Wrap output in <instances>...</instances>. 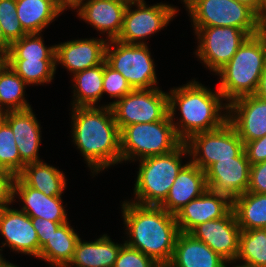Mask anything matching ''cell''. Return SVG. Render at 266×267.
I'll return each mask as SVG.
<instances>
[{
	"label": "cell",
	"mask_w": 266,
	"mask_h": 267,
	"mask_svg": "<svg viewBox=\"0 0 266 267\" xmlns=\"http://www.w3.org/2000/svg\"><path fill=\"white\" fill-rule=\"evenodd\" d=\"M16 13V0H0V26L11 44L27 35Z\"/></svg>",
	"instance_id": "e575fe53"
},
{
	"label": "cell",
	"mask_w": 266,
	"mask_h": 267,
	"mask_svg": "<svg viewBox=\"0 0 266 267\" xmlns=\"http://www.w3.org/2000/svg\"><path fill=\"white\" fill-rule=\"evenodd\" d=\"M132 6L136 8L132 10ZM179 9L167 3L150 7L145 0H131L124 13L123 27L116 40L127 44H147L144 38L167 27ZM142 40V41H141Z\"/></svg>",
	"instance_id": "8fae6325"
},
{
	"label": "cell",
	"mask_w": 266,
	"mask_h": 267,
	"mask_svg": "<svg viewBox=\"0 0 266 267\" xmlns=\"http://www.w3.org/2000/svg\"><path fill=\"white\" fill-rule=\"evenodd\" d=\"M122 245L113 242L107 234L94 242L82 241L80 238L73 259L67 267H113Z\"/></svg>",
	"instance_id": "cb8c5ba5"
},
{
	"label": "cell",
	"mask_w": 266,
	"mask_h": 267,
	"mask_svg": "<svg viewBox=\"0 0 266 267\" xmlns=\"http://www.w3.org/2000/svg\"><path fill=\"white\" fill-rule=\"evenodd\" d=\"M253 9L258 15L260 14V9L263 0H237Z\"/></svg>",
	"instance_id": "f6af8a7d"
},
{
	"label": "cell",
	"mask_w": 266,
	"mask_h": 267,
	"mask_svg": "<svg viewBox=\"0 0 266 267\" xmlns=\"http://www.w3.org/2000/svg\"><path fill=\"white\" fill-rule=\"evenodd\" d=\"M241 230L266 229V194L245 192L232 200Z\"/></svg>",
	"instance_id": "f1b7e54d"
},
{
	"label": "cell",
	"mask_w": 266,
	"mask_h": 267,
	"mask_svg": "<svg viewBox=\"0 0 266 267\" xmlns=\"http://www.w3.org/2000/svg\"><path fill=\"white\" fill-rule=\"evenodd\" d=\"M9 202L0 207V235L5 238L1 242L12 251L39 257V239L33 227L31 217L21 210L10 208Z\"/></svg>",
	"instance_id": "9a60e30c"
},
{
	"label": "cell",
	"mask_w": 266,
	"mask_h": 267,
	"mask_svg": "<svg viewBox=\"0 0 266 267\" xmlns=\"http://www.w3.org/2000/svg\"><path fill=\"white\" fill-rule=\"evenodd\" d=\"M119 130L123 127L164 120L169 115L168 92L159 87L133 89L111 105Z\"/></svg>",
	"instance_id": "30bf717a"
},
{
	"label": "cell",
	"mask_w": 266,
	"mask_h": 267,
	"mask_svg": "<svg viewBox=\"0 0 266 267\" xmlns=\"http://www.w3.org/2000/svg\"><path fill=\"white\" fill-rule=\"evenodd\" d=\"M194 29L204 27H235L248 36L265 29L258 14L237 0H190L186 6Z\"/></svg>",
	"instance_id": "52a82bcc"
},
{
	"label": "cell",
	"mask_w": 266,
	"mask_h": 267,
	"mask_svg": "<svg viewBox=\"0 0 266 267\" xmlns=\"http://www.w3.org/2000/svg\"><path fill=\"white\" fill-rule=\"evenodd\" d=\"M107 39L85 38L56 44V67L61 64L73 75L105 61Z\"/></svg>",
	"instance_id": "ac0fdd59"
},
{
	"label": "cell",
	"mask_w": 266,
	"mask_h": 267,
	"mask_svg": "<svg viewBox=\"0 0 266 267\" xmlns=\"http://www.w3.org/2000/svg\"><path fill=\"white\" fill-rule=\"evenodd\" d=\"M104 62L73 75L72 107L98 106L103 96Z\"/></svg>",
	"instance_id": "83f0119b"
},
{
	"label": "cell",
	"mask_w": 266,
	"mask_h": 267,
	"mask_svg": "<svg viewBox=\"0 0 266 267\" xmlns=\"http://www.w3.org/2000/svg\"><path fill=\"white\" fill-rule=\"evenodd\" d=\"M27 86L4 60L0 63V107L4 112L32 108L24 97Z\"/></svg>",
	"instance_id": "f546056e"
},
{
	"label": "cell",
	"mask_w": 266,
	"mask_h": 267,
	"mask_svg": "<svg viewBox=\"0 0 266 267\" xmlns=\"http://www.w3.org/2000/svg\"><path fill=\"white\" fill-rule=\"evenodd\" d=\"M12 177L0 169V207L11 202Z\"/></svg>",
	"instance_id": "60d3db41"
},
{
	"label": "cell",
	"mask_w": 266,
	"mask_h": 267,
	"mask_svg": "<svg viewBox=\"0 0 266 267\" xmlns=\"http://www.w3.org/2000/svg\"><path fill=\"white\" fill-rule=\"evenodd\" d=\"M265 65L266 28L248 36L232 59L216 73L220 77L218 90L225 102L254 95Z\"/></svg>",
	"instance_id": "277c9868"
},
{
	"label": "cell",
	"mask_w": 266,
	"mask_h": 267,
	"mask_svg": "<svg viewBox=\"0 0 266 267\" xmlns=\"http://www.w3.org/2000/svg\"><path fill=\"white\" fill-rule=\"evenodd\" d=\"M3 120L11 127L20 155V172L29 163L40 162L41 128L32 108L5 112Z\"/></svg>",
	"instance_id": "ffe728a7"
},
{
	"label": "cell",
	"mask_w": 266,
	"mask_h": 267,
	"mask_svg": "<svg viewBox=\"0 0 266 267\" xmlns=\"http://www.w3.org/2000/svg\"><path fill=\"white\" fill-rule=\"evenodd\" d=\"M0 267H18V266L6 261L5 259Z\"/></svg>",
	"instance_id": "7dc6e473"
},
{
	"label": "cell",
	"mask_w": 266,
	"mask_h": 267,
	"mask_svg": "<svg viewBox=\"0 0 266 267\" xmlns=\"http://www.w3.org/2000/svg\"><path fill=\"white\" fill-rule=\"evenodd\" d=\"M254 95L266 101V65L262 71L259 84Z\"/></svg>",
	"instance_id": "b9f144b4"
},
{
	"label": "cell",
	"mask_w": 266,
	"mask_h": 267,
	"mask_svg": "<svg viewBox=\"0 0 266 267\" xmlns=\"http://www.w3.org/2000/svg\"><path fill=\"white\" fill-rule=\"evenodd\" d=\"M17 17L27 34H41L64 10L55 0H16Z\"/></svg>",
	"instance_id": "d4e9b609"
},
{
	"label": "cell",
	"mask_w": 266,
	"mask_h": 267,
	"mask_svg": "<svg viewBox=\"0 0 266 267\" xmlns=\"http://www.w3.org/2000/svg\"><path fill=\"white\" fill-rule=\"evenodd\" d=\"M0 251H2V248L0 249ZM4 260L5 258H3L2 254L0 253V266L2 265Z\"/></svg>",
	"instance_id": "f907efd6"
},
{
	"label": "cell",
	"mask_w": 266,
	"mask_h": 267,
	"mask_svg": "<svg viewBox=\"0 0 266 267\" xmlns=\"http://www.w3.org/2000/svg\"><path fill=\"white\" fill-rule=\"evenodd\" d=\"M240 231L234 211L231 209L220 219L199 224L189 234L206 243L227 264H234L239 252Z\"/></svg>",
	"instance_id": "4fadbf2b"
},
{
	"label": "cell",
	"mask_w": 266,
	"mask_h": 267,
	"mask_svg": "<svg viewBox=\"0 0 266 267\" xmlns=\"http://www.w3.org/2000/svg\"><path fill=\"white\" fill-rule=\"evenodd\" d=\"M133 88L130 86L125 77L113 69L106 60L104 61L103 74V94L107 93L110 98H115L113 102H109L107 106H111L115 101L123 98L130 93Z\"/></svg>",
	"instance_id": "d590c367"
},
{
	"label": "cell",
	"mask_w": 266,
	"mask_h": 267,
	"mask_svg": "<svg viewBox=\"0 0 266 267\" xmlns=\"http://www.w3.org/2000/svg\"><path fill=\"white\" fill-rule=\"evenodd\" d=\"M235 261L266 267V229L241 230Z\"/></svg>",
	"instance_id": "1f68e13d"
},
{
	"label": "cell",
	"mask_w": 266,
	"mask_h": 267,
	"mask_svg": "<svg viewBox=\"0 0 266 267\" xmlns=\"http://www.w3.org/2000/svg\"><path fill=\"white\" fill-rule=\"evenodd\" d=\"M19 196V197H17ZM21 199L20 209L29 217H40L53 222H68L62 196H46L41 191L28 186L19 176L12 177L11 201Z\"/></svg>",
	"instance_id": "44dd1931"
},
{
	"label": "cell",
	"mask_w": 266,
	"mask_h": 267,
	"mask_svg": "<svg viewBox=\"0 0 266 267\" xmlns=\"http://www.w3.org/2000/svg\"><path fill=\"white\" fill-rule=\"evenodd\" d=\"M228 122L246 143L266 135V101L248 95L228 104Z\"/></svg>",
	"instance_id": "2e32d148"
},
{
	"label": "cell",
	"mask_w": 266,
	"mask_h": 267,
	"mask_svg": "<svg viewBox=\"0 0 266 267\" xmlns=\"http://www.w3.org/2000/svg\"><path fill=\"white\" fill-rule=\"evenodd\" d=\"M69 222L62 224L40 249L39 259L50 264V267H67L72 261L79 235Z\"/></svg>",
	"instance_id": "484cf974"
},
{
	"label": "cell",
	"mask_w": 266,
	"mask_h": 267,
	"mask_svg": "<svg viewBox=\"0 0 266 267\" xmlns=\"http://www.w3.org/2000/svg\"><path fill=\"white\" fill-rule=\"evenodd\" d=\"M207 189L205 171L189 161L178 173L166 199L159 206L168 213L175 215Z\"/></svg>",
	"instance_id": "7402d4cb"
},
{
	"label": "cell",
	"mask_w": 266,
	"mask_h": 267,
	"mask_svg": "<svg viewBox=\"0 0 266 267\" xmlns=\"http://www.w3.org/2000/svg\"><path fill=\"white\" fill-rule=\"evenodd\" d=\"M198 46L195 55L215 74L235 55L248 35L235 27H204L194 29Z\"/></svg>",
	"instance_id": "7c38bea8"
},
{
	"label": "cell",
	"mask_w": 266,
	"mask_h": 267,
	"mask_svg": "<svg viewBox=\"0 0 266 267\" xmlns=\"http://www.w3.org/2000/svg\"><path fill=\"white\" fill-rule=\"evenodd\" d=\"M121 206L126 234L129 235L124 242L152 257L158 264H168L180 233L175 215L161 206L140 205L127 200Z\"/></svg>",
	"instance_id": "7a4b0ae2"
},
{
	"label": "cell",
	"mask_w": 266,
	"mask_h": 267,
	"mask_svg": "<svg viewBox=\"0 0 266 267\" xmlns=\"http://www.w3.org/2000/svg\"><path fill=\"white\" fill-rule=\"evenodd\" d=\"M27 85L50 83L56 73L55 60L3 59Z\"/></svg>",
	"instance_id": "4dcf8cb0"
},
{
	"label": "cell",
	"mask_w": 266,
	"mask_h": 267,
	"mask_svg": "<svg viewBox=\"0 0 266 267\" xmlns=\"http://www.w3.org/2000/svg\"><path fill=\"white\" fill-rule=\"evenodd\" d=\"M11 43L5 38L3 30L0 26V57L4 58L10 51Z\"/></svg>",
	"instance_id": "7bdbcfd3"
},
{
	"label": "cell",
	"mask_w": 266,
	"mask_h": 267,
	"mask_svg": "<svg viewBox=\"0 0 266 267\" xmlns=\"http://www.w3.org/2000/svg\"><path fill=\"white\" fill-rule=\"evenodd\" d=\"M34 229L37 232L39 239V253L40 249L47 243L51 235L66 222H53L40 217H31Z\"/></svg>",
	"instance_id": "74e56055"
},
{
	"label": "cell",
	"mask_w": 266,
	"mask_h": 267,
	"mask_svg": "<svg viewBox=\"0 0 266 267\" xmlns=\"http://www.w3.org/2000/svg\"><path fill=\"white\" fill-rule=\"evenodd\" d=\"M0 169L11 177L20 173V155L11 127L0 120Z\"/></svg>",
	"instance_id": "836d02e7"
},
{
	"label": "cell",
	"mask_w": 266,
	"mask_h": 267,
	"mask_svg": "<svg viewBox=\"0 0 266 267\" xmlns=\"http://www.w3.org/2000/svg\"><path fill=\"white\" fill-rule=\"evenodd\" d=\"M224 100L218 88L214 92L195 79L170 89L169 117L177 136L185 142L193 134L222 127L228 121V103H223ZM176 109L180 111L181 118L175 123Z\"/></svg>",
	"instance_id": "3957f363"
},
{
	"label": "cell",
	"mask_w": 266,
	"mask_h": 267,
	"mask_svg": "<svg viewBox=\"0 0 266 267\" xmlns=\"http://www.w3.org/2000/svg\"><path fill=\"white\" fill-rule=\"evenodd\" d=\"M185 143L190 161L203 171L219 160L238 157L244 151V142L228 121L216 130L193 134Z\"/></svg>",
	"instance_id": "9c48e42d"
},
{
	"label": "cell",
	"mask_w": 266,
	"mask_h": 267,
	"mask_svg": "<svg viewBox=\"0 0 266 267\" xmlns=\"http://www.w3.org/2000/svg\"><path fill=\"white\" fill-rule=\"evenodd\" d=\"M159 265L152 257L124 242L113 267H158Z\"/></svg>",
	"instance_id": "8d00e7d4"
},
{
	"label": "cell",
	"mask_w": 266,
	"mask_h": 267,
	"mask_svg": "<svg viewBox=\"0 0 266 267\" xmlns=\"http://www.w3.org/2000/svg\"><path fill=\"white\" fill-rule=\"evenodd\" d=\"M56 3L63 9H74L83 1V0H55Z\"/></svg>",
	"instance_id": "ee69618b"
},
{
	"label": "cell",
	"mask_w": 266,
	"mask_h": 267,
	"mask_svg": "<svg viewBox=\"0 0 266 267\" xmlns=\"http://www.w3.org/2000/svg\"><path fill=\"white\" fill-rule=\"evenodd\" d=\"M244 151L251 165L266 161V135L244 143Z\"/></svg>",
	"instance_id": "ab89813d"
},
{
	"label": "cell",
	"mask_w": 266,
	"mask_h": 267,
	"mask_svg": "<svg viewBox=\"0 0 266 267\" xmlns=\"http://www.w3.org/2000/svg\"><path fill=\"white\" fill-rule=\"evenodd\" d=\"M4 115H5V112H4L3 109L0 107V120L3 119Z\"/></svg>",
	"instance_id": "681fc988"
},
{
	"label": "cell",
	"mask_w": 266,
	"mask_h": 267,
	"mask_svg": "<svg viewBox=\"0 0 266 267\" xmlns=\"http://www.w3.org/2000/svg\"><path fill=\"white\" fill-rule=\"evenodd\" d=\"M18 176L46 196H62L67 184L64 173L43 160L26 164Z\"/></svg>",
	"instance_id": "4316f807"
},
{
	"label": "cell",
	"mask_w": 266,
	"mask_h": 267,
	"mask_svg": "<svg viewBox=\"0 0 266 267\" xmlns=\"http://www.w3.org/2000/svg\"><path fill=\"white\" fill-rule=\"evenodd\" d=\"M128 3L129 1L118 0H83L75 10L77 9L78 17L95 30L104 34L106 32L109 41L120 35Z\"/></svg>",
	"instance_id": "d6986e66"
},
{
	"label": "cell",
	"mask_w": 266,
	"mask_h": 267,
	"mask_svg": "<svg viewBox=\"0 0 266 267\" xmlns=\"http://www.w3.org/2000/svg\"><path fill=\"white\" fill-rule=\"evenodd\" d=\"M71 116L73 142L93 175L121 164L120 130L111 106L72 107Z\"/></svg>",
	"instance_id": "6da1fadb"
},
{
	"label": "cell",
	"mask_w": 266,
	"mask_h": 267,
	"mask_svg": "<svg viewBox=\"0 0 266 267\" xmlns=\"http://www.w3.org/2000/svg\"><path fill=\"white\" fill-rule=\"evenodd\" d=\"M158 267H170L168 264H160Z\"/></svg>",
	"instance_id": "f5cc1de1"
},
{
	"label": "cell",
	"mask_w": 266,
	"mask_h": 267,
	"mask_svg": "<svg viewBox=\"0 0 266 267\" xmlns=\"http://www.w3.org/2000/svg\"><path fill=\"white\" fill-rule=\"evenodd\" d=\"M182 143L169 115L152 123L131 124L120 130L121 163L165 155Z\"/></svg>",
	"instance_id": "8992f818"
},
{
	"label": "cell",
	"mask_w": 266,
	"mask_h": 267,
	"mask_svg": "<svg viewBox=\"0 0 266 267\" xmlns=\"http://www.w3.org/2000/svg\"><path fill=\"white\" fill-rule=\"evenodd\" d=\"M259 20L264 28H266V0L262 1V6L260 9Z\"/></svg>",
	"instance_id": "bcb514c9"
},
{
	"label": "cell",
	"mask_w": 266,
	"mask_h": 267,
	"mask_svg": "<svg viewBox=\"0 0 266 267\" xmlns=\"http://www.w3.org/2000/svg\"><path fill=\"white\" fill-rule=\"evenodd\" d=\"M105 60L125 77L133 89L157 87L155 64L147 44H127L116 39L109 40Z\"/></svg>",
	"instance_id": "ba28073f"
},
{
	"label": "cell",
	"mask_w": 266,
	"mask_h": 267,
	"mask_svg": "<svg viewBox=\"0 0 266 267\" xmlns=\"http://www.w3.org/2000/svg\"><path fill=\"white\" fill-rule=\"evenodd\" d=\"M251 164L243 151L238 157L219 160L205 170L209 190L227 195L231 200L248 190Z\"/></svg>",
	"instance_id": "5bb4252c"
},
{
	"label": "cell",
	"mask_w": 266,
	"mask_h": 267,
	"mask_svg": "<svg viewBox=\"0 0 266 267\" xmlns=\"http://www.w3.org/2000/svg\"><path fill=\"white\" fill-rule=\"evenodd\" d=\"M182 2H184L183 4L185 5V7L188 5L190 0H181Z\"/></svg>",
	"instance_id": "816d5d0a"
},
{
	"label": "cell",
	"mask_w": 266,
	"mask_h": 267,
	"mask_svg": "<svg viewBox=\"0 0 266 267\" xmlns=\"http://www.w3.org/2000/svg\"><path fill=\"white\" fill-rule=\"evenodd\" d=\"M226 264L206 243L182 232L177 236L174 252L168 263L170 267H227Z\"/></svg>",
	"instance_id": "603a6c76"
},
{
	"label": "cell",
	"mask_w": 266,
	"mask_h": 267,
	"mask_svg": "<svg viewBox=\"0 0 266 267\" xmlns=\"http://www.w3.org/2000/svg\"><path fill=\"white\" fill-rule=\"evenodd\" d=\"M240 263H239V265H236V266L234 265L232 267H256L255 265H250V264L243 263V262H240Z\"/></svg>",
	"instance_id": "c3c4849f"
},
{
	"label": "cell",
	"mask_w": 266,
	"mask_h": 267,
	"mask_svg": "<svg viewBox=\"0 0 266 267\" xmlns=\"http://www.w3.org/2000/svg\"><path fill=\"white\" fill-rule=\"evenodd\" d=\"M247 191L266 194V161L251 165Z\"/></svg>",
	"instance_id": "f35d334b"
},
{
	"label": "cell",
	"mask_w": 266,
	"mask_h": 267,
	"mask_svg": "<svg viewBox=\"0 0 266 267\" xmlns=\"http://www.w3.org/2000/svg\"><path fill=\"white\" fill-rule=\"evenodd\" d=\"M55 45L47 47L39 34H27L11 44L3 59L55 60Z\"/></svg>",
	"instance_id": "d6a6232c"
},
{
	"label": "cell",
	"mask_w": 266,
	"mask_h": 267,
	"mask_svg": "<svg viewBox=\"0 0 266 267\" xmlns=\"http://www.w3.org/2000/svg\"><path fill=\"white\" fill-rule=\"evenodd\" d=\"M232 209V200L224 194L207 189L176 214L179 231L190 233L196 226L224 217Z\"/></svg>",
	"instance_id": "e0dca14e"
},
{
	"label": "cell",
	"mask_w": 266,
	"mask_h": 267,
	"mask_svg": "<svg viewBox=\"0 0 266 267\" xmlns=\"http://www.w3.org/2000/svg\"><path fill=\"white\" fill-rule=\"evenodd\" d=\"M183 155L190 156L185 142L168 154L139 160V171L134 184L135 198L130 201L140 205L159 206L166 199L178 173L187 164L182 165Z\"/></svg>",
	"instance_id": "5b68a950"
}]
</instances>
